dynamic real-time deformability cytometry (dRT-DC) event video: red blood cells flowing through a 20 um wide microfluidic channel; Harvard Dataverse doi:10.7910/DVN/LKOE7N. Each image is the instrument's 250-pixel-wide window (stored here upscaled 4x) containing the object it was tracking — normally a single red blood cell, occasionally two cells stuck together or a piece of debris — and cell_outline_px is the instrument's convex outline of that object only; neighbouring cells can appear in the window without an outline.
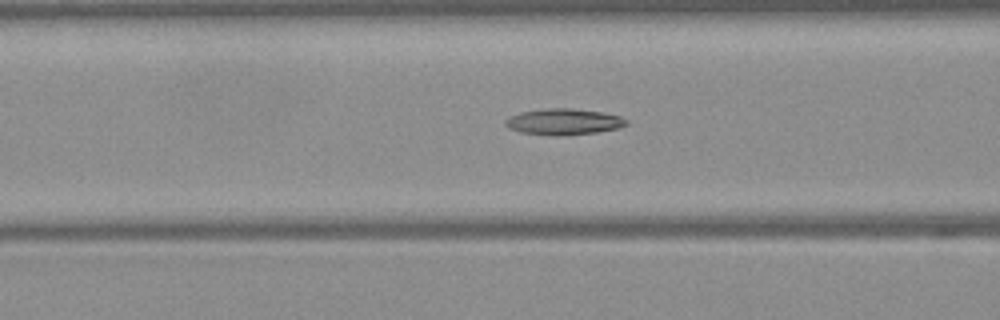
{"species": "Egyptian fruit bat (a non-hibernating species)", "species_latin": "Rousettus aegyptiacus", "temperature_condition": "warm", "stored_images_in_passage": 51, "camera_frame_rate_fps": 3000, "um_per_image_px": 0.085, "frame": {"image": 1, "passage_image": 20, "time_ms": 6.333, "image_size_px": [1000, 320], "cell_outline_px": [[628, 124], [620, 128], [596, 132], [564, 136], [552, 136], [520, 132], [508, 128], [504, 124], [504, 120], [508, 116], [520, 112], [544, 108], [572, 108], [604, 112], [620, 116], [628, 120]], "centroid_in_image_um": [47.9, 10.35], "position_along_channel_um": 118.7, "area_um2": 18.84}}
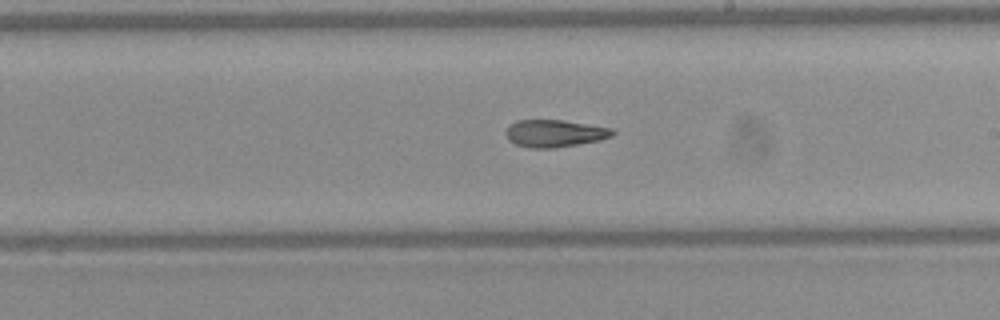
{"frame": {"image": 2, "passage_image": 29, "time_ms": 9.333, "image_size_px": [1000, 320], "cell_outline_px": [[616, 132], [612, 136], [600, 140], [552, 148], [528, 148], [516, 144], [508, 140], [504, 132], [516, 120], [564, 120], [612, 128]], "centroid_in_image_um": [47.14, 11.33], "position_along_channel_um": 241.9, "area_um2": 16.94}}
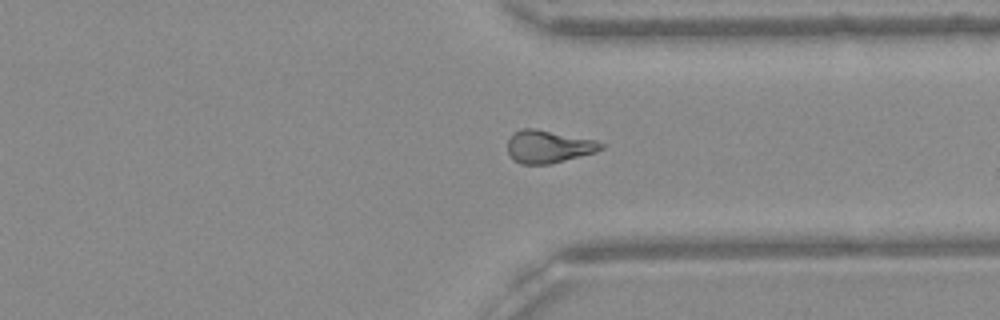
{"frame": {"image": 3, "passage_image": 38, "time_ms": 12.333, "image_size_px": [1000, 320], "cell_outline_px": [[608, 144], [604, 148], [596, 152], [548, 164], [520, 164], [508, 152], [508, 140], [516, 132], [524, 128], [536, 128], [596, 140]], "centroid_in_image_um": [46.68, 12.45], "position_along_channel_um": 364.7, "area_um2": 17.69}}